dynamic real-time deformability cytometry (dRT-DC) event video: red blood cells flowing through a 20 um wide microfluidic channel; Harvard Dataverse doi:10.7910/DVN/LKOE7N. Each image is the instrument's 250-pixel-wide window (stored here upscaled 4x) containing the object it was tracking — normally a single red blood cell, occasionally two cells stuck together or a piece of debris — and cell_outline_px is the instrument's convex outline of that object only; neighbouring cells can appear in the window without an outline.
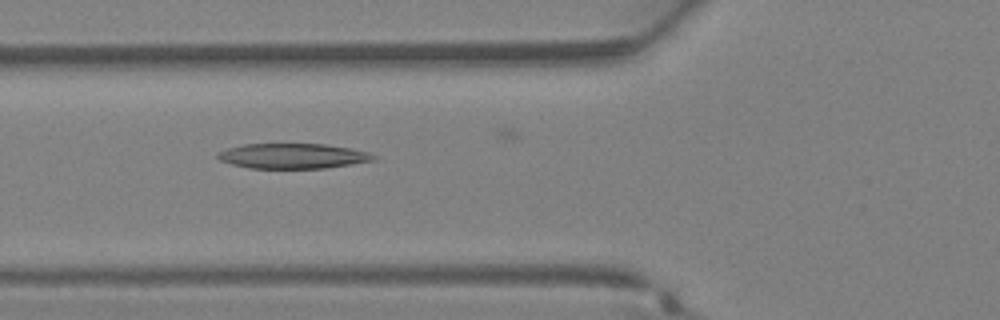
{"species": "Egyptian fruit bat (a non-hibernating species)", "species_latin": "Rousettus aegyptiacus", "temperature_condition": "warm", "stored_images_in_passage": 33, "camera_frame_rate_fps": 3000, "um_per_image_px": 0.085, "animal": {"sex": "female"}, "frame": {"image": 1, "passage_image": 14, "time_ms": 4.333, "image_size_px": [1000, 320], "cell_outline_px": [[376, 160], [352, 164], [324, 168], [248, 168], [232, 164], [220, 160], [216, 156], [216, 152], [228, 148], [244, 144], [324, 144], [352, 148], [368, 152], [376, 156]], "centroid_in_image_um": [24.89, 13.26], "position_along_channel_um": 100.9, "area_um2": 22.83}}
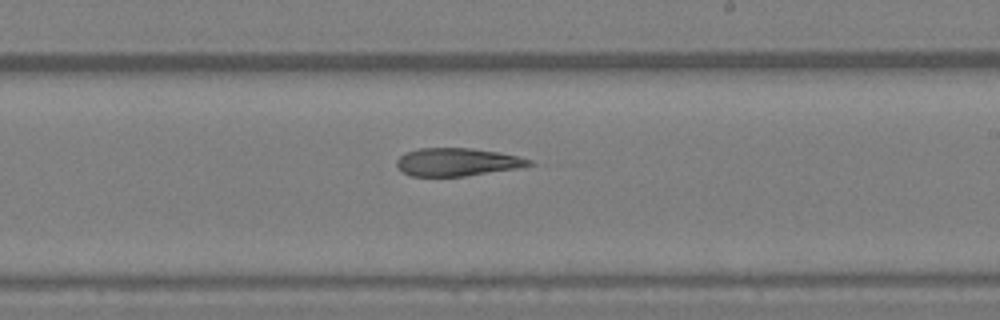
{"frame": {"image": 2, "passage_image": 22, "time_ms": 7.0, "image_size_px": [1000, 320], "cell_outline_px": [[536, 164], [520, 168], [464, 176], [408, 176], [400, 172], [396, 164], [396, 160], [404, 152], [420, 148], [472, 148], [520, 156], [532, 160]], "centroid_in_image_um": [38.85, 13.78], "position_along_channel_um": 250.1, "area_um2": 21.85}}
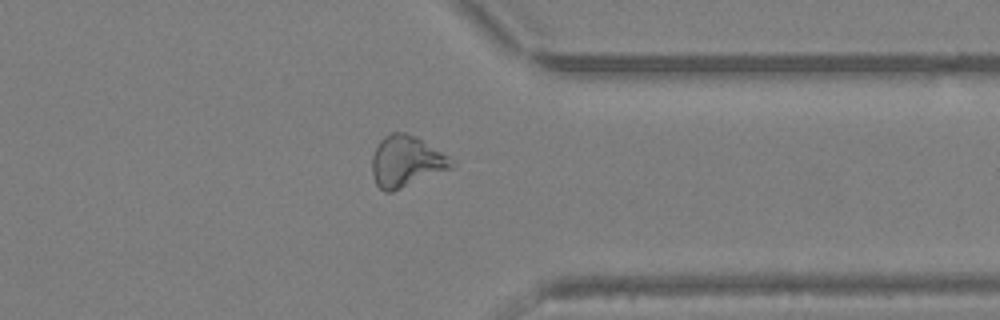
{"frame": {"image": 3, "passage_image": 29, "time_ms": 9.333, "image_size_px": [1000, 320], "cell_outline_px": [[456, 164], [452, 168], [392, 192], [384, 192], [376, 184], [372, 172], [372, 156], [380, 140], [384, 136], [392, 132], [404, 132], [416, 136], [448, 156]], "centroid_in_image_um": [34.52, 13.72], "position_along_channel_um": 376.9, "area_um2": 23.58}}